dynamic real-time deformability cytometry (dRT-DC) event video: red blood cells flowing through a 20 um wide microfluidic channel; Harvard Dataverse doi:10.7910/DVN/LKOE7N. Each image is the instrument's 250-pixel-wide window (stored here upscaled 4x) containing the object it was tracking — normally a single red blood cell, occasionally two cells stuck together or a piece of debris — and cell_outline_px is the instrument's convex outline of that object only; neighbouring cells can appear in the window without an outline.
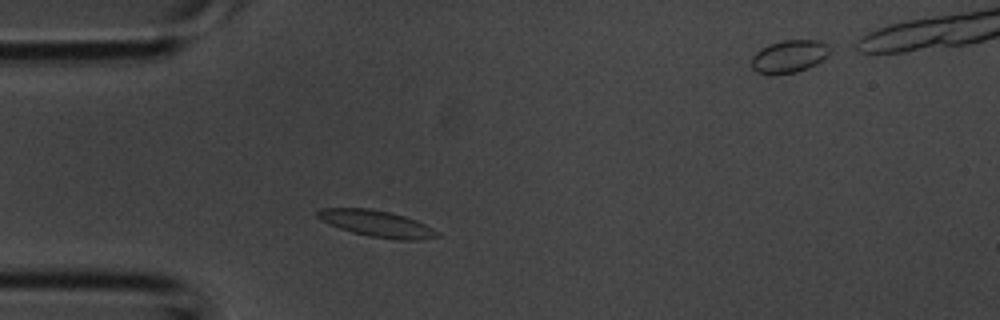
{"species": "common noctule bat (a hibernating species)", "species_latin": "Nyctalus noctula", "temperature_condition": "room temperature", "stored_images_in_passage": 2, "camera_frame_rate_fps": 3000, "um_per_image_px": 0.085, "animal": {"sex": "male", "body_mass_g": 20.1, "forearm_length_mm": 53.5}, "frame": {"image": 1, "passage_image": 1, "time_ms": 0.0, "image_size_px": [1000, 320], "cell_outline_px": [[440, 236], [420, 240], [396, 240], [368, 236], [352, 232], [340, 228], [316, 216], [316, 212], [320, 208], [368, 208], [388, 212], [404, 216], [416, 220], [440, 232]], "centroid_in_image_um": [32.07, 19.02], "position_along_channel_um": 52.9, "area_um2": 18.26}}